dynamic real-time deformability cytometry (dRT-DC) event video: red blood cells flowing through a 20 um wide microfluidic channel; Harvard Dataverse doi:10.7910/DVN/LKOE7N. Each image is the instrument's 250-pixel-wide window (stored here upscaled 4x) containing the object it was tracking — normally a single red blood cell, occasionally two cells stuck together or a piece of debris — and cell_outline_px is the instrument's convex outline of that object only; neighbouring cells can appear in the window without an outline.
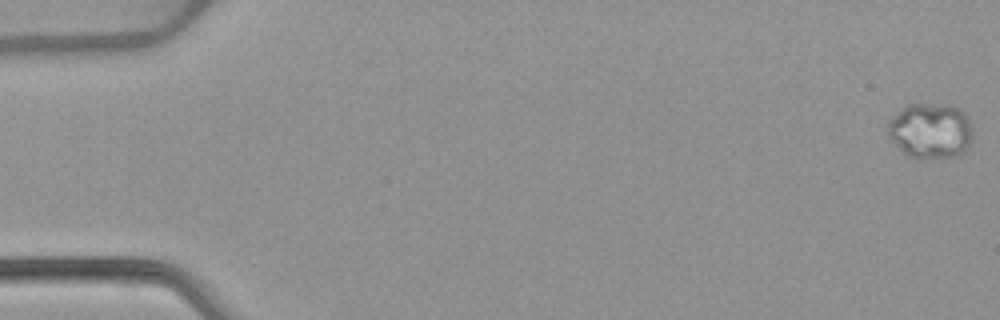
{"species": "common noctule bat (a hibernating species)", "species_latin": "Nyctalus noctula", "temperature_condition": "warm", "stored_images_in_passage": 53, "camera_frame_rate_fps": 3000, "um_per_image_px": 0.085, "animal": {"sex": "female", "body_mass_g": 22.7, "forearm_length_mm": 54.2}, "frame": {"image": 1, "passage_image": 1, "time_ms": 0.0, "image_size_px": [1000, 320], "cell_outline_px": [[972, 140], [968, 148], [960, 156], [920, 160], [916, 160], [908, 156], [888, 136], [888, 120], [900, 108], [908, 104], [948, 104], [960, 108], [968, 116], [972, 124]], "centroid_in_image_um": [79.12, 11.13], "position_along_channel_um": 5.9, "area_um2": 28.26}}
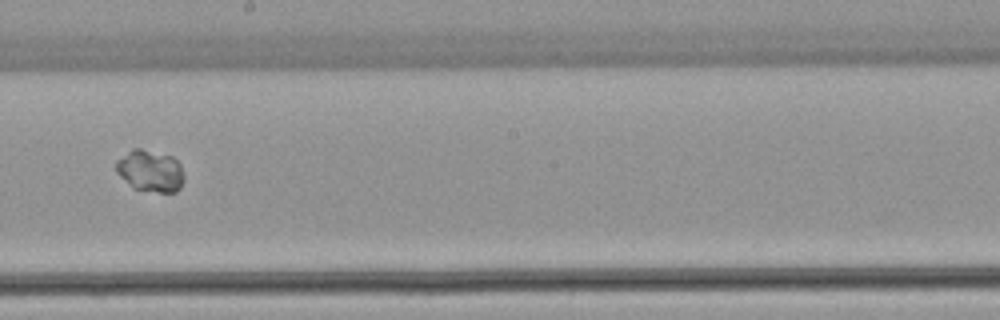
{"frame": {"image": 2, "passage_image": 31, "time_ms": 10.0, "image_size_px": [1000, 320], "cell_outline_px": [[184, 180], [180, 188], [176, 192], [160, 192], [132, 188], [116, 172], [116, 160], [132, 148], [140, 148], [172, 156], [180, 164], [184, 176]], "centroid_in_image_um": [12.77, 14.52], "position_along_channel_um": 235.4, "area_um2": 16.59}}
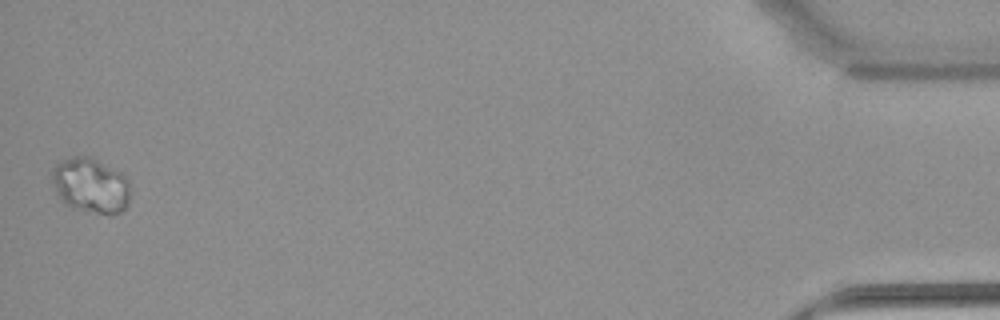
{"frame": {"image": 3, "passage_image": 53, "time_ms": 17.333, "image_size_px": [1000, 320], "cell_outline_px": [[132, 192], [128, 204], [120, 212], [100, 212], [72, 208], [64, 204], [60, 200], [56, 192], [52, 176], [52, 168], [56, 164], [64, 160], [76, 156], [92, 156], [120, 172], [128, 180]], "centroid_in_image_um": [7.72, 15.73], "position_along_channel_um": 427.5, "area_um2": 24.97}}